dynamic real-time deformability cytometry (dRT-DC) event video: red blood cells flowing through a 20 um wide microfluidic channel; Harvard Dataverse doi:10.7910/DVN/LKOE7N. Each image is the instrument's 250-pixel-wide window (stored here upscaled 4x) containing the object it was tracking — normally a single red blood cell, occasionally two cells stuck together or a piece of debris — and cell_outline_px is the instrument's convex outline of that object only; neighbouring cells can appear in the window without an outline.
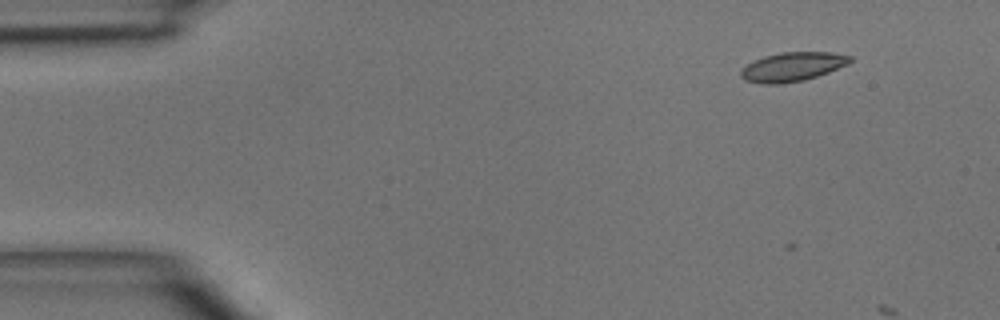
{"species": "common noctule bat (a hibernating species)", "species_latin": "Nyctalus noctula", "temperature_condition": "room temperature", "stored_images_in_passage": 5, "camera_frame_rate_fps": 3000, "um_per_image_px": 0.085, "animal": {"sex": "male", "body_mass_g": 15.6}, "frame": {"image": 1, "passage_image": 2, "time_ms": 1.0, "image_size_px": [1000, 320], "cell_outline_px": [[852, 60], [848, 64], [828, 72], [804, 80], [780, 84], [764, 84], [744, 80], [740, 76], [740, 72], [748, 64], [764, 56], [780, 52], [832, 52], [852, 56]], "centroid_in_image_um": [67.37, 5.67], "position_along_channel_um": 17.6, "area_um2": 18.38}}